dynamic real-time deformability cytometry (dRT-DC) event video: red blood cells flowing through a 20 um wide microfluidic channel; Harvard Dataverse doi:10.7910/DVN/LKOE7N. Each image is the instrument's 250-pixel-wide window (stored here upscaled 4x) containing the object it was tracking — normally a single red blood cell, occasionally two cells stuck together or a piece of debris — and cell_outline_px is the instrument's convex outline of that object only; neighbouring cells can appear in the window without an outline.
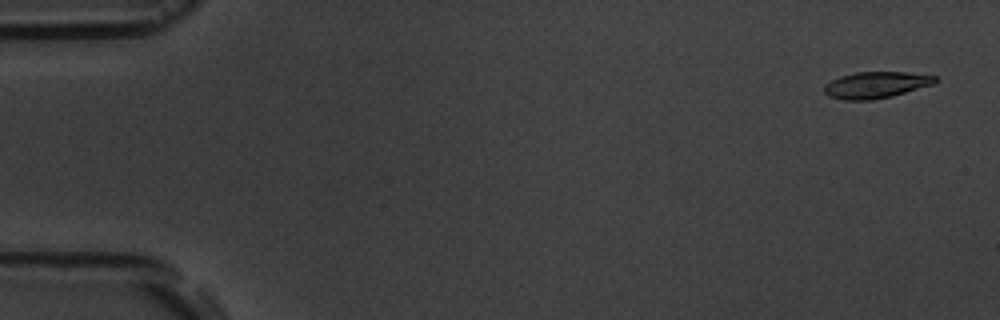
{"species": "common noctule bat (a hibernating species)", "species_latin": "Nyctalus noctula", "temperature_condition": "room temperature", "stored_images_in_passage": 12, "camera_frame_rate_fps": 3000, "um_per_image_px": 0.085, "animal": {"sex": "male", "body_mass_g": 19.5, "forearm_length_mm": 54.6}, "frame": {"image": 1, "passage_image": 1, "time_ms": 0.0, "image_size_px": [1000, 320], "cell_outline_px": [[936, 80], [932, 84], [892, 96], [872, 100], [844, 100], [828, 96], [824, 92], [824, 84], [840, 76], [856, 72], [904, 72], [936, 76]], "centroid_in_image_um": [74.39, 7.22], "position_along_channel_um": 10.6, "area_um2": 16.94}}
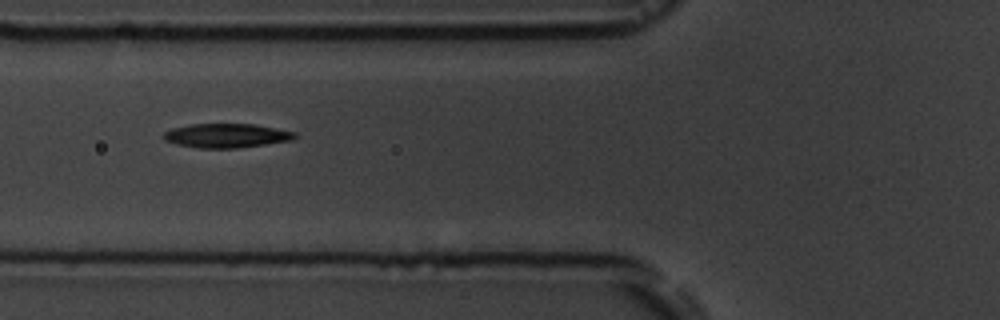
{"frame": {"image": 2, "passage_image": 5, "time_ms": 6.333, "image_size_px": [1000, 320], "cell_outline_px": [[296, 136], [292, 140], [236, 148], [200, 148], [176, 144], [164, 140], [164, 132], [172, 128], [192, 124], [252, 124], [276, 128], [296, 132]], "centroid_in_image_um": [19.24, 11.52], "position_along_channel_um": 106.6, "area_um2": 18.26}}
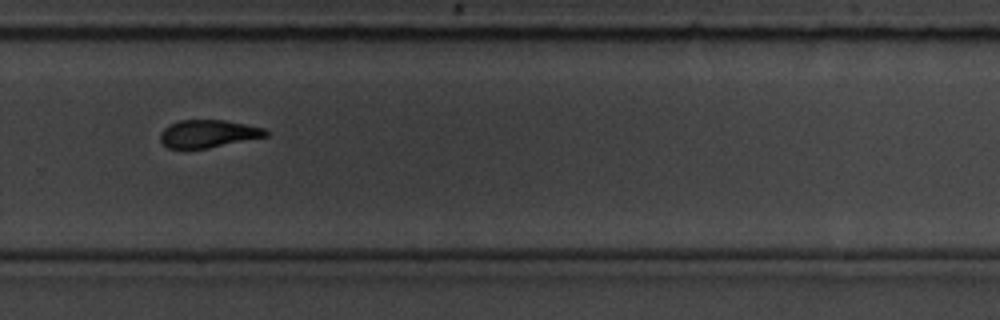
{"frame": {"image": 3, "passage_image": 10, "time_ms": 12.0, "image_size_px": [1000, 320], "cell_outline_px": [[268, 136], [208, 148], [184, 152], [168, 148], [160, 140], [160, 132], [168, 124], [180, 120], [224, 120], [264, 128], [268, 132]], "centroid_in_image_um": [17.61, 11.4], "position_along_channel_um": 312.2, "area_um2": 17.51}, "authors_computed_cell_mechanics": {"area_um2": 18.0625, "velocity_mm_per_s": 3.6385, "shape_relaxation_time_tau1_ms": 6.457, "shape_relaxation_time_tau2_ms": null, "deformation_change_tau1": 0.1878, "deformation_change_tau2": null}}